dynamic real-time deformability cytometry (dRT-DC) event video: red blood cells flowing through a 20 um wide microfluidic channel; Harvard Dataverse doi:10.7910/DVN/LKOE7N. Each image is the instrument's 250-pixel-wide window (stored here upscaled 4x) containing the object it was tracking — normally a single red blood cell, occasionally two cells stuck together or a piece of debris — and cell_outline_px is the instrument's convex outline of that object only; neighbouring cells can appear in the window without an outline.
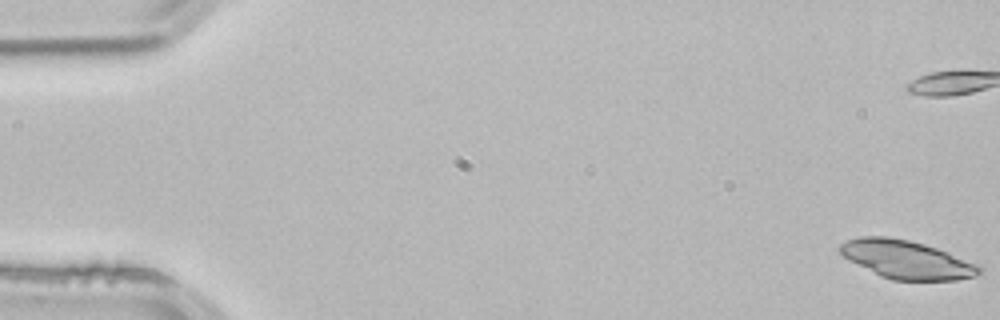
{"species": "common noctule bat (a hibernating species)", "species_latin": "Nyctalus noctula", "temperature_condition": "room temperature", "stored_images_in_passage": 3, "camera_frame_rate_fps": 3000, "um_per_image_px": 0.085, "animal": {"sex": "male", "body_mass_g": 21.5, "forearm_length_mm": 52.0}, "frame": {"image": 1, "passage_image": 1, "time_ms": 0.0, "image_size_px": [1000, 320], "cell_outline_px": [[984, 272], [976, 276], [956, 280], [892, 280], [880, 276], [844, 256], [836, 248], [840, 244], [848, 240], [860, 236], [888, 236], [908, 240], [924, 244], [936, 248], [980, 264], [984, 268]], "centroid_in_image_um": [77.12, 22.06], "position_along_channel_um": 7.9, "area_um2": 31.1}}